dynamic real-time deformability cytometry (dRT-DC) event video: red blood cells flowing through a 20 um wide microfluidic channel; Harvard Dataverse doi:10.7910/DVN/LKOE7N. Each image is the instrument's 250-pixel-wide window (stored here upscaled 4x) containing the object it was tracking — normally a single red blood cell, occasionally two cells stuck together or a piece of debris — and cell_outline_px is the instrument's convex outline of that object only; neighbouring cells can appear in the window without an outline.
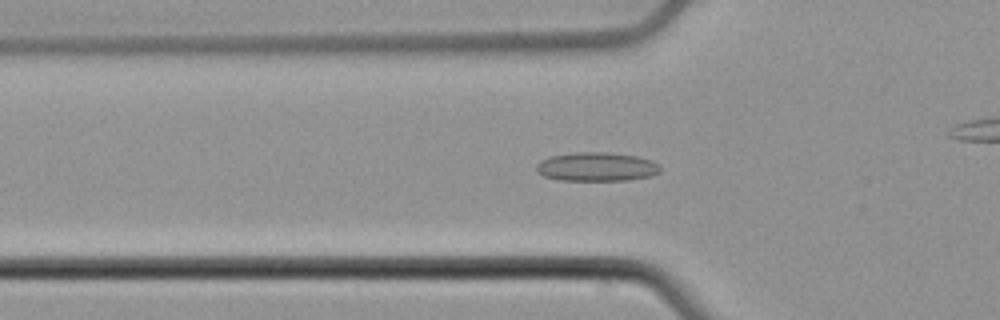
{"species": "common noctule bat (a hibernating species)", "species_latin": "Nyctalus noctula", "temperature_condition": "cold", "stored_images_in_passage": 37, "camera_frame_rate_fps": 3000, "um_per_image_px": 0.085, "animal": {"sex": "male", "body_mass_g": 21.5, "forearm_length_mm": 52.0}, "frame": {"image": 1, "passage_image": 11, "time_ms": 3.333, "image_size_px": [1000, 320], "cell_outline_px": [[660, 172], [652, 176], [628, 180], [556, 180], [544, 176], [536, 172], [536, 164], [540, 160], [548, 156], [576, 152], [608, 152], [636, 156], [652, 160], [660, 164]], "centroid_in_image_um": [50.7, 14.17], "position_along_channel_um": 75.1, "area_um2": 21.15}}
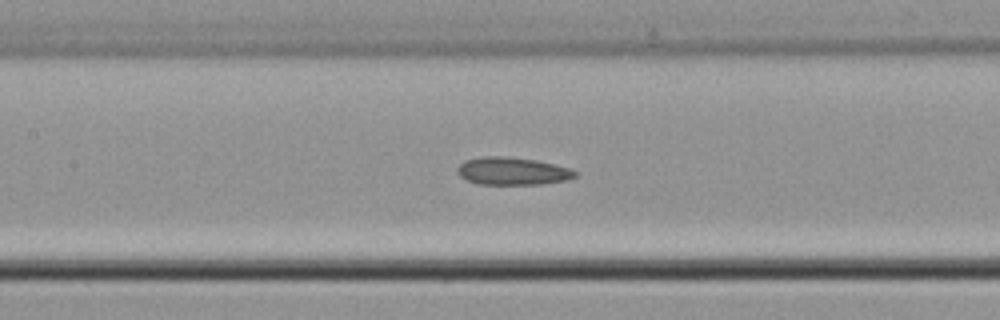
{"frame": {"image": 2, "passage_image": 18, "time_ms": 5.667, "image_size_px": [1000, 320], "cell_outline_px": [[576, 176], [568, 180], [540, 184], [480, 184], [468, 180], [460, 176], [456, 172], [456, 168], [464, 160], [480, 156], [508, 156], [536, 160], [568, 168], [576, 172]], "centroid_in_image_um": [43.51, 14.53], "position_along_channel_um": 163.9, "area_um2": 18.96}}
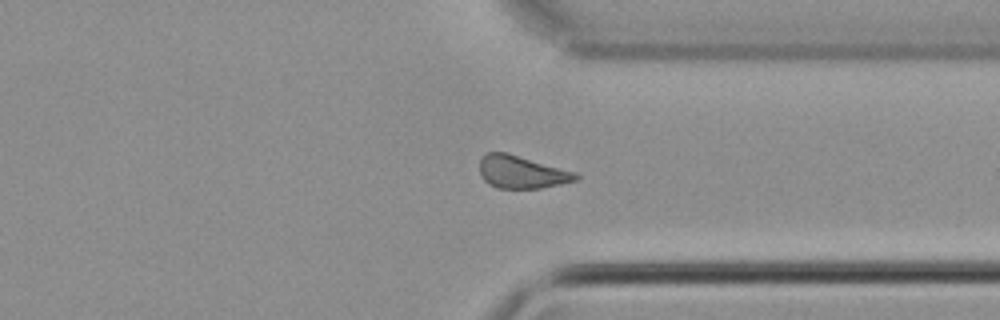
{"frame": {"image": 3, "passage_image": 34, "time_ms": 11.0, "image_size_px": [1000, 320], "cell_outline_px": [[580, 176], [576, 180], [560, 184], [540, 188], [496, 188], [488, 184], [480, 176], [480, 160], [488, 152], [508, 152], [576, 172]], "centroid_in_image_um": [44.33, 14.62], "position_along_channel_um": 367.1, "area_um2": 18.38}}